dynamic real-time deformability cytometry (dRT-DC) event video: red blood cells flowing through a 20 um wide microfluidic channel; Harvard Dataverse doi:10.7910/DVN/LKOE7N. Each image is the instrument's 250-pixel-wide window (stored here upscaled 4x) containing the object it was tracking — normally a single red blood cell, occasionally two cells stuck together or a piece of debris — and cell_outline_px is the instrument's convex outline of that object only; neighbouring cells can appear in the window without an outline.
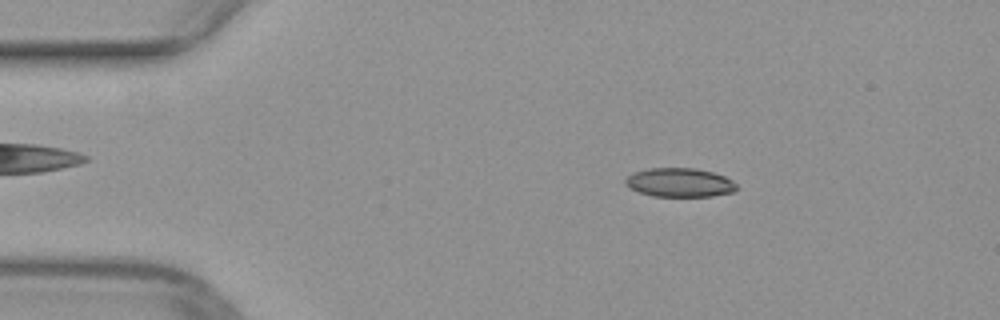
{"species": "common noctule bat (a hibernating species)", "species_latin": "Nyctalus noctula", "temperature_condition": "warm", "stored_images_in_passage": 17, "camera_frame_rate_fps": 3000, "um_per_image_px": 0.085, "animal": {"sex": "female", "body_mass_g": 29.2, "forearm_length_mm": 56.3}, "frame": {"image": 1, "passage_image": 8, "time_ms": 2.333, "image_size_px": [1000, 320], "cell_outline_px": [[736, 188], [732, 192], [712, 196], [652, 196], [628, 188], [624, 184], [624, 180], [628, 176], [636, 172], [648, 168], [696, 168], [712, 172], [724, 176], [732, 180], [736, 184]], "centroid_in_image_um": [57.74, 15.51], "position_along_channel_um": 27.3, "area_um2": 18.67}}
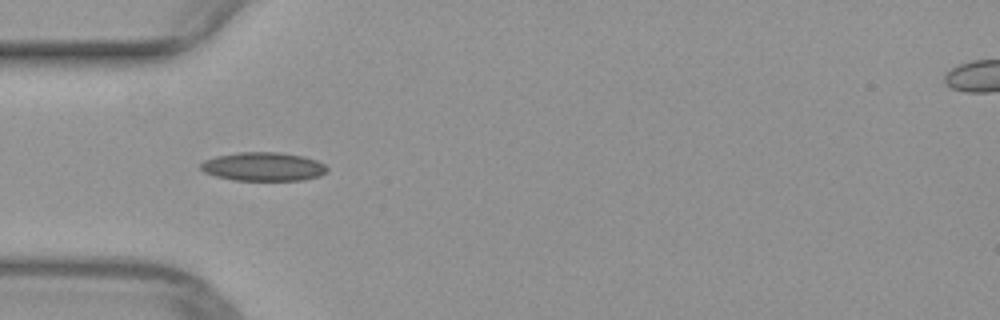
{"frame": {"image": 2, "passage_image": 15, "time_ms": 4.667, "image_size_px": [1000, 320], "cell_outline_px": [[328, 172], [320, 176], [304, 180], [232, 180], [216, 176], [204, 172], [200, 168], [200, 164], [204, 160], [216, 156], [240, 152], [280, 152], [304, 156], [316, 160], [324, 164], [328, 168]], "centroid_in_image_um": [22.4, 14.16], "position_along_channel_um": 62.6, "area_um2": 21.27}}